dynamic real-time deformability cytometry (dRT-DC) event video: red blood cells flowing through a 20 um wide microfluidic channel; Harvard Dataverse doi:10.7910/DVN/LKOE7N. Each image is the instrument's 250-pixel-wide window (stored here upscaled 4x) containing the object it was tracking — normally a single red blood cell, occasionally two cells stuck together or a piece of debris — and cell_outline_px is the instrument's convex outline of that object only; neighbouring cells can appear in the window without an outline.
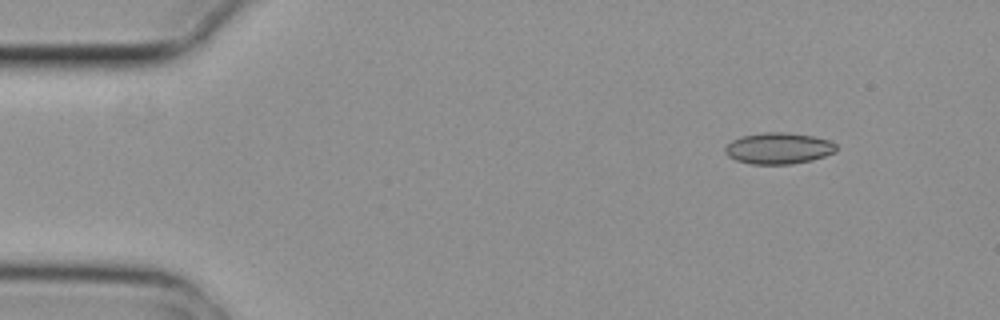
{"species": "common noctule bat (a hibernating species)", "species_latin": "Nyctalus noctula", "temperature_condition": "cold", "stored_images_in_passage": 5, "camera_frame_rate_fps": 3000, "um_per_image_px": 0.085, "animal": {"sex": "female", "body_mass_g": 29.2, "forearm_length_mm": 56.3}, "frame": {"image": 1, "passage_image": 2, "time_ms": 0.333, "image_size_px": [1000, 320], "cell_outline_px": [[836, 152], [812, 160], [792, 164], [752, 164], [736, 160], [728, 156], [724, 152], [724, 148], [732, 140], [744, 136], [764, 132], [784, 132], [812, 136], [828, 140], [836, 144]], "centroid_in_image_um": [66.17, 12.61], "position_along_channel_um": 18.8, "area_um2": 20.17}}
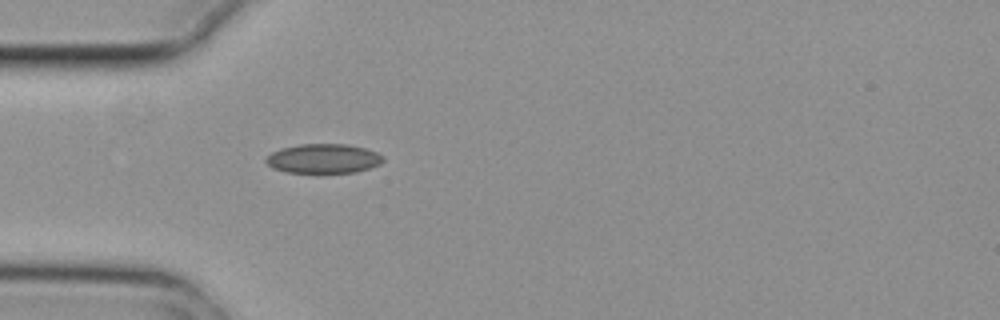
{"frame": {"image": 2, "passage_image": 4, "time_ms": 1.0, "image_size_px": [1000, 320], "cell_outline_px": [[384, 160], [380, 164], [356, 172], [288, 172], [272, 168], [264, 160], [272, 152], [280, 148], [300, 144], [348, 144], [364, 148], [376, 152], [384, 156]], "centroid_in_image_um": [27.49, 13.47], "position_along_channel_um": 57.5, "area_um2": 19.94}}